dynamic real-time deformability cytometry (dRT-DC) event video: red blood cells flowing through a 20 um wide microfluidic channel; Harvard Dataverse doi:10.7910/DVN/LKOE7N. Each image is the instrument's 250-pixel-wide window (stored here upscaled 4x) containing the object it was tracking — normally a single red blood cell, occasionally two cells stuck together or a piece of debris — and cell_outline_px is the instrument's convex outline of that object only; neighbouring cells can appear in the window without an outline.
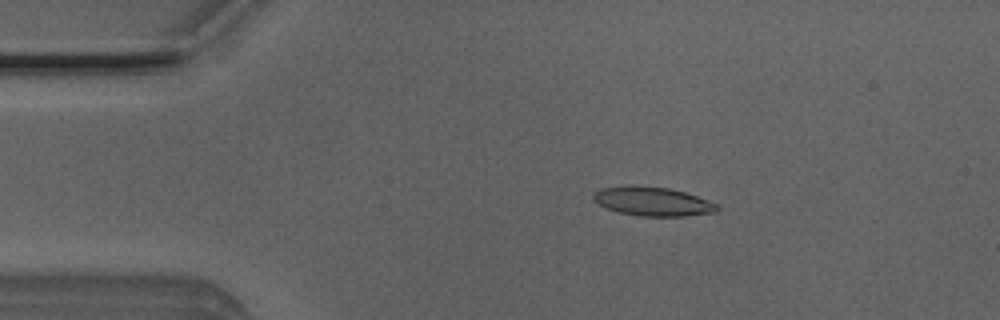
{"species": "Egyptian fruit bat (a non-hibernating species)", "species_latin": "Rousettus aegyptiacus", "temperature_condition": "room temperature", "stored_images_in_passage": 5, "camera_frame_rate_fps": 3000, "um_per_image_px": 0.085, "animal": {"sex": "male"}, "frame": {"image": 1, "passage_image": 3, "time_ms": 0.667, "image_size_px": [1000, 320], "cell_outline_px": [[720, 208], [716, 212], [684, 216], [640, 216], [620, 212], [608, 208], [592, 200], [592, 192], [600, 188], [668, 188], [684, 192], [720, 204]], "centroid_in_image_um": [55.54, 17.16], "position_along_channel_um": 29.5, "area_um2": 20.11}}
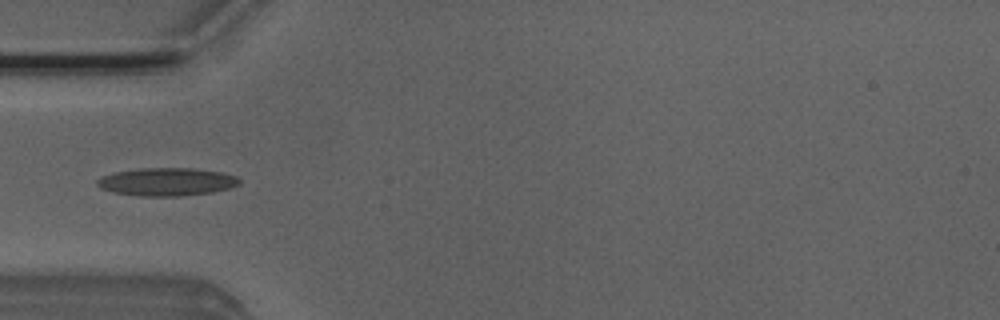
{"frame": {"image": 2, "passage_image": 5, "time_ms": 1.333, "image_size_px": [1000, 320], "cell_outline_px": [[240, 184], [228, 188], [212, 192], [180, 196], [140, 196], [112, 192], [100, 188], [96, 184], [96, 180], [104, 176], [116, 172], [140, 168], [192, 168], [220, 172], [236, 176], [240, 180]], "centroid_in_image_um": [14.16, 15.46], "position_along_channel_um": 70.8, "area_um2": 23.06}}